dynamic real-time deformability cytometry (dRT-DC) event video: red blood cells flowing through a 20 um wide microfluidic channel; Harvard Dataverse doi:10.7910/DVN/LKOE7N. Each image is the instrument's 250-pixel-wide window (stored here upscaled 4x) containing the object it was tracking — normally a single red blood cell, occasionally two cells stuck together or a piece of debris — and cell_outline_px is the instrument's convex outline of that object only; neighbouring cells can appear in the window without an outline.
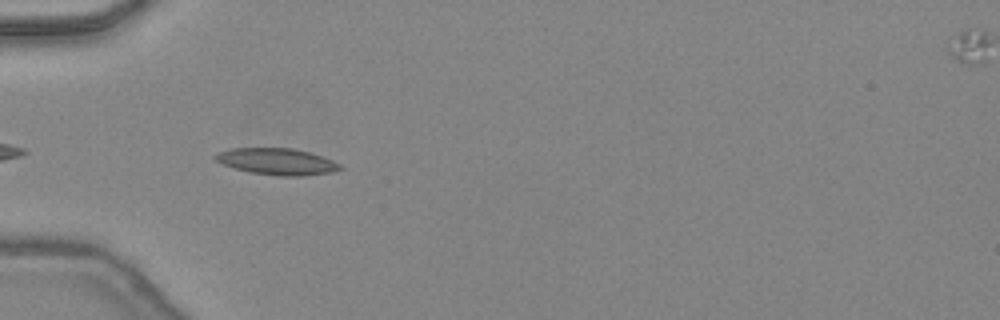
{"species": "common noctule bat (a hibernating species)", "species_latin": "Nyctalus noctula", "temperature_condition": "warm", "stored_images_in_passage": 6, "camera_frame_rate_fps": 3000, "um_per_image_px": 0.085, "animal": {"sex": "female", "body_mass_g": 24.6, "forearm_length_mm": 56.2}, "frame": {"image": 1, "passage_image": 3, "time_ms": 0.667, "image_size_px": [1000, 320], "cell_outline_px": [[344, 168], [332, 172], [304, 176], [280, 176], [248, 172], [220, 164], [212, 156], [216, 152], [232, 148], [292, 148], [308, 152], [332, 160], [340, 164]], "centroid_in_image_um": [23.49, 13.73], "position_along_channel_um": 61.5, "area_um2": 19.42}}